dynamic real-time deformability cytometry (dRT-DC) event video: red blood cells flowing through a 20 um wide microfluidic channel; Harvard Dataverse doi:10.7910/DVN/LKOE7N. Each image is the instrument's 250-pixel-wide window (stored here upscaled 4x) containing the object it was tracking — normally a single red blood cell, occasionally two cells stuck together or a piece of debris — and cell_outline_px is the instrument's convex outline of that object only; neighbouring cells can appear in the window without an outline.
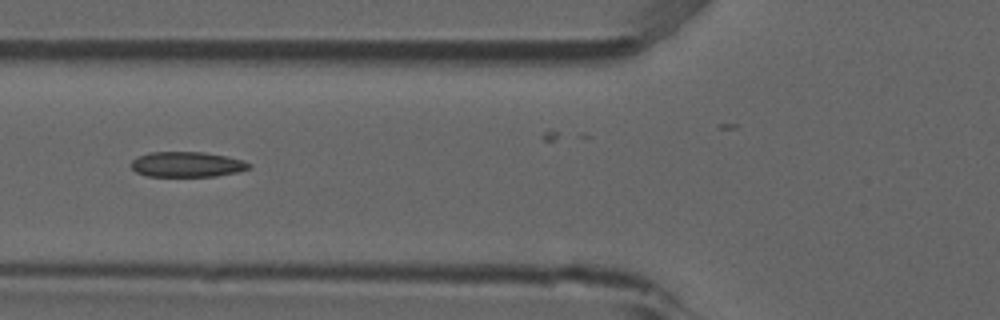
{"species": "common noctule bat (a hibernating species)", "species_latin": "Nyctalus noctula", "temperature_condition": "room temperature", "stored_images_in_passage": 23, "camera_frame_rate_fps": 3000, "um_per_image_px": 0.085, "animal": {"sex": "male", "forearm_length_mm": 52.5}, "frame": {"image": 1, "passage_image": 20, "time_ms": 6.333, "image_size_px": [1000, 320], "cell_outline_px": [[252, 168], [236, 172], [216, 176], [148, 176], [136, 172], [132, 168], [132, 160], [136, 156], [148, 152], [204, 152], [228, 156], [244, 160], [252, 164]], "centroid_in_image_um": [15.92, 13.96], "position_along_channel_um": 109.9, "area_um2": 17.51}}